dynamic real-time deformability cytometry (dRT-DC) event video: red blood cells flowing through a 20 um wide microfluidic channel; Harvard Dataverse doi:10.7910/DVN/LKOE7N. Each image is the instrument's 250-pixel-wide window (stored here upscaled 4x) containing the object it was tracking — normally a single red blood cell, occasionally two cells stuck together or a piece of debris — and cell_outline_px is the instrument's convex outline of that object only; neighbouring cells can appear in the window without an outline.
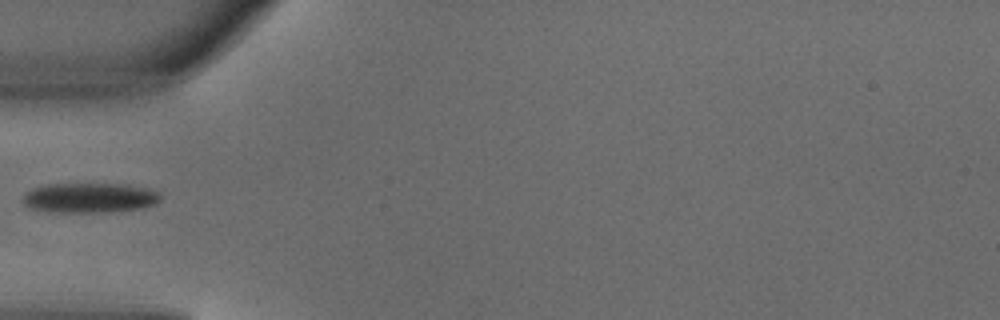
{"species": "common noctule bat (a hibernating species)", "species_latin": "Nyctalus noctula", "temperature_condition": "warm", "stored_images_in_passage": 3, "camera_frame_rate_fps": 3000, "um_per_image_px": 0.085, "animal": {"sex": "male", "body_mass_g": 18.8}, "frame": {"image": 1, "passage_image": 3, "time_ms": 0.667, "image_size_px": [1000, 320], "cell_outline_px": [[160, 200], [156, 204], [140, 208], [112, 212], [60, 212], [32, 208], [24, 204], [24, 196], [32, 188], [48, 184], [120, 184], [144, 188], [156, 192], [160, 196]], "centroid_in_image_um": [7.63, 16.82], "position_along_channel_um": 77.4, "area_um2": 23.52}}